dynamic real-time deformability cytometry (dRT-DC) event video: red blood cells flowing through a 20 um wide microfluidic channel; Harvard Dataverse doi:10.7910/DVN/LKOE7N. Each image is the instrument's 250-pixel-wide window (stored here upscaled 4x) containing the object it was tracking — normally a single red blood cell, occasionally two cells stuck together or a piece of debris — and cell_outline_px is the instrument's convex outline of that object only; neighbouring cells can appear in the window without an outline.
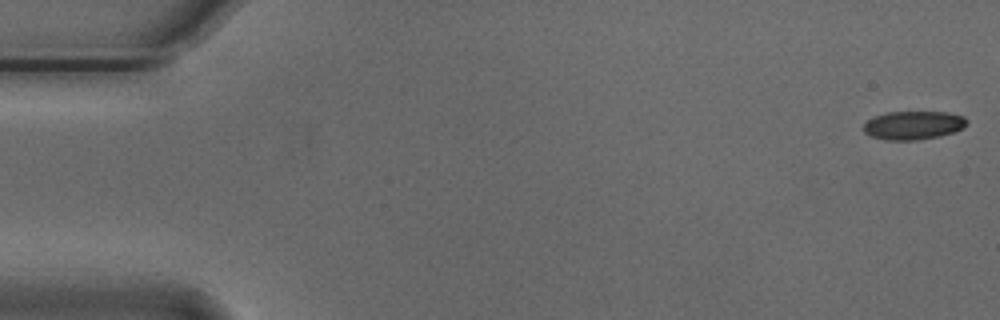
{"species": "Egyptian fruit bat (a non-hibernating species)", "species_latin": "Rousettus aegyptiacus", "temperature_condition": "cold", "stored_images_in_passage": 55, "camera_frame_rate_fps": 3000, "um_per_image_px": 0.085, "animal": {"sex": "male"}, "frame": {"image": 1, "passage_image": 1, "time_ms": 0.0, "image_size_px": [1000, 320], "cell_outline_px": [[968, 124], [964, 128], [956, 132], [940, 136], [920, 140], [884, 140], [872, 136], [864, 132], [864, 124], [868, 120], [876, 116], [888, 112], [948, 112], [964, 116], [968, 120]], "centroid_in_image_um": [77.7, 10.65], "position_along_channel_um": 7.3, "area_um2": 17.34}}
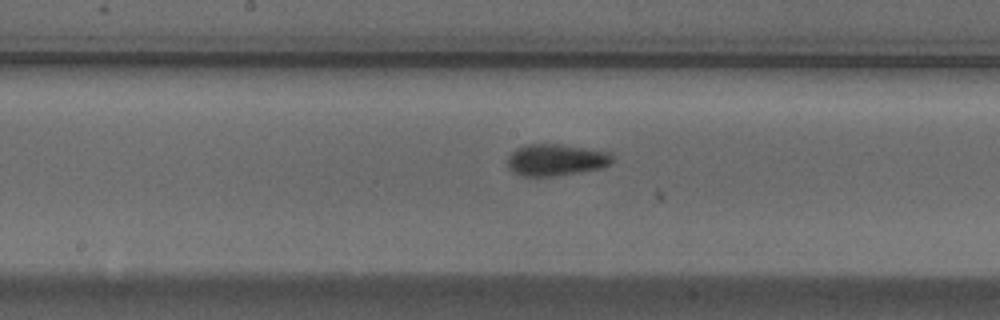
{"frame": {"image": 2, "passage_image": 28, "time_ms": 9.0, "image_size_px": [1000, 320], "cell_outline_px": [[612, 160], [608, 164], [600, 168], [580, 172], [552, 176], [524, 176], [512, 172], [508, 168], [508, 156], [516, 148], [528, 144], [560, 144], [608, 152], [612, 156]], "centroid_in_image_um": [47.2, 13.59], "position_along_channel_um": 201.0, "area_um2": 19.13}}
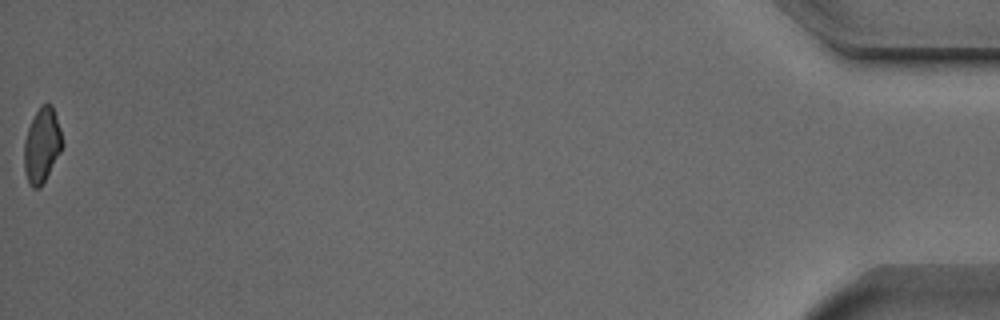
{"frame": {"image": 3, "passage_image": 55, "time_ms": 18.0, "image_size_px": [1000, 320], "cell_outline_px": [[64, 144], [60, 152], [40, 188], [32, 188], [28, 184], [24, 168], [24, 140], [28, 128], [40, 104], [52, 104], [60, 128]], "centroid_in_image_um": [3.56, 12.35], "position_along_channel_um": 431.6, "area_um2": 16.59}, "authors_computed_cell_mechanics": {"area_um2": 18.1492, "velocity_mm_per_s": 3.7295, "shape_relaxation_time_tau1_ms": 6.9348, "shape_relaxation_time_tau2_ms": 4.6857, "deformation_change_tau1": 0.1316, "deformation_change_tau2": 0.0885}}